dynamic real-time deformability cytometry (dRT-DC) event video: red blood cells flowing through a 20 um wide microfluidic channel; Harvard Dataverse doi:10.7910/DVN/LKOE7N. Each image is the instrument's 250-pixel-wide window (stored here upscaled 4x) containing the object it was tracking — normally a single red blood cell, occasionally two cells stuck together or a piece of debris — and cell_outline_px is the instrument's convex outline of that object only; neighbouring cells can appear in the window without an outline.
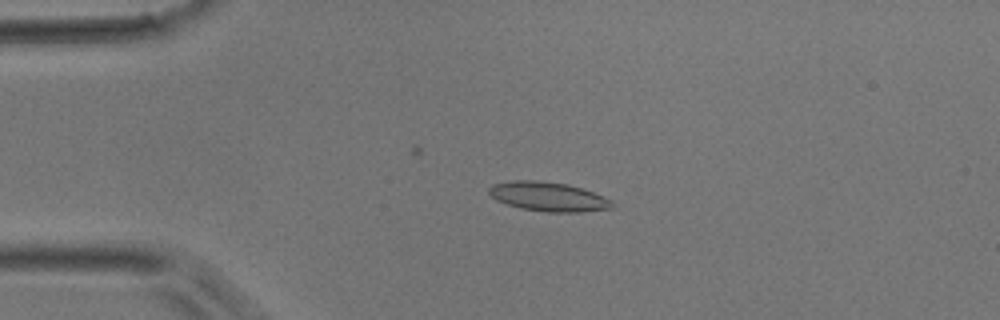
{"species": "common noctule bat (a hibernating species)", "species_latin": "Nyctalus noctula", "temperature_condition": "room temperature", "stored_images_in_passage": 38, "camera_frame_rate_fps": 3000, "um_per_image_px": 0.085, "animal": {"sex": "male", "body_mass_g": 17.9}, "frame": {"image": 1, "passage_image": 10, "time_ms": 3.0, "image_size_px": [1000, 320], "cell_outline_px": [[616, 204], [612, 208], [580, 212], [544, 212], [520, 208], [496, 200], [488, 192], [488, 188], [492, 184], [512, 180], [536, 180], [568, 184], [604, 196], [612, 200]], "centroid_in_image_um": [46.61, 16.71], "position_along_channel_um": 38.4, "area_um2": 21.1}}
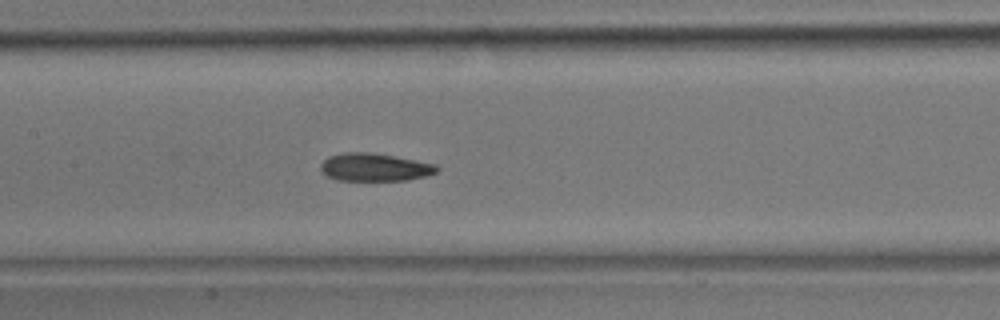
{"frame": {"image": 2, "passage_image": 22, "time_ms": 7.0, "image_size_px": [1000, 320], "cell_outline_px": [[440, 168], [436, 172], [424, 176], [408, 180], [336, 180], [328, 176], [320, 168], [320, 164], [328, 156], [344, 152], [372, 152], [436, 164]], "centroid_in_image_um": [31.83, 14.2], "position_along_channel_um": 175.6, "area_um2": 18.79}}
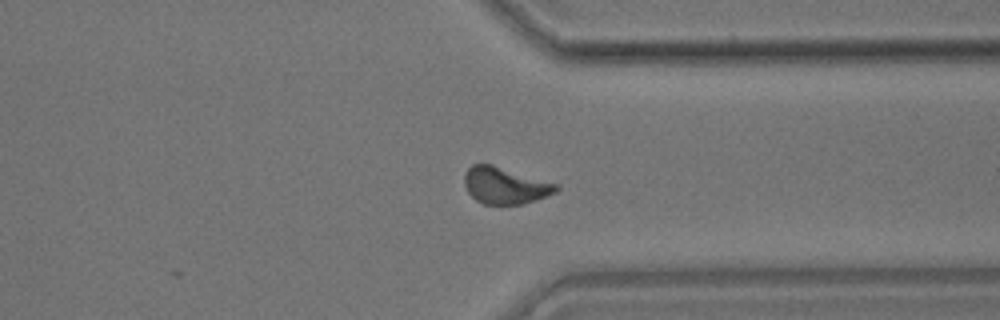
{"frame": {"image": 3, "passage_image": 36, "time_ms": 11.667, "image_size_px": [1000, 320], "cell_outline_px": [[560, 188], [556, 192], [536, 200], [520, 204], [484, 204], [476, 200], [468, 192], [464, 184], [464, 172], [472, 164], [492, 164], [556, 184]], "centroid_in_image_um": [42.89, 15.77], "position_along_channel_um": 368.5, "area_um2": 19.42}}